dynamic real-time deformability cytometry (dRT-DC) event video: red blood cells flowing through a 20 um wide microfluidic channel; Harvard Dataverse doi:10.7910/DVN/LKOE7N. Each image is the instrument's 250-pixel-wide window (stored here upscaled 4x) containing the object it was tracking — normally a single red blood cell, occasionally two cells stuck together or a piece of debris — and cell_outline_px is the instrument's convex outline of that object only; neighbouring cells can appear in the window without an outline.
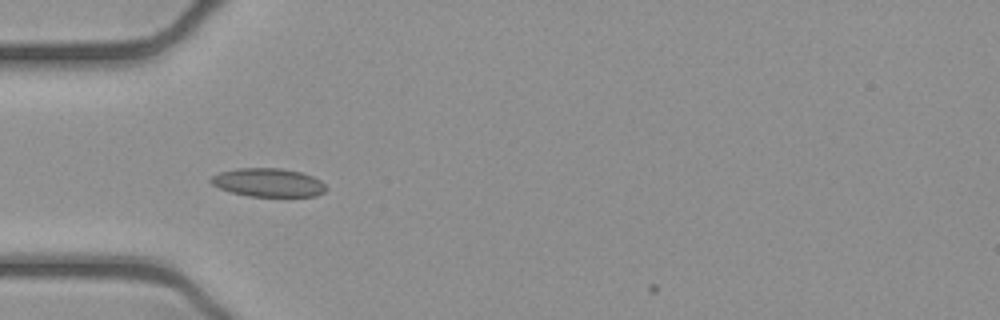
{"species": "common noctule bat (a hibernating species)", "species_latin": "Nyctalus noctula", "temperature_condition": "cold", "stored_images_in_passage": 5, "camera_frame_rate_fps": 3000, "um_per_image_px": 0.085, "animal": {"sex": "female", "body_mass_g": 21.9}, "frame": {"image": 1, "passage_image": 1, "time_ms": 0.0, "image_size_px": [1000, 320], "cell_outline_px": [[328, 188], [324, 192], [316, 196], [248, 196], [232, 192], [220, 188], [212, 184], [208, 180], [212, 176], [220, 172], [236, 168], [280, 168], [300, 172], [312, 176], [320, 180]], "centroid_in_image_um": [22.8, 15.51], "position_along_channel_um": 62.2, "area_um2": 19.07}}
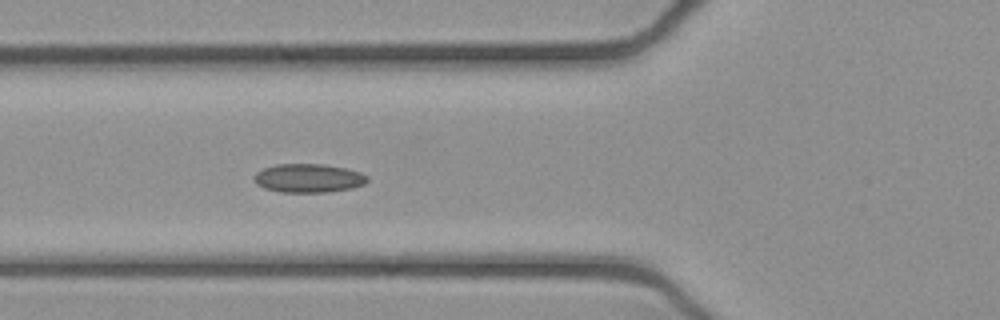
{"frame": {"image": 2, "passage_image": 4, "time_ms": 1.0, "image_size_px": [1000, 320], "cell_outline_px": [[368, 180], [364, 184], [352, 188], [328, 192], [280, 192], [264, 188], [256, 184], [252, 180], [252, 176], [256, 172], [264, 168], [276, 164], [324, 164], [344, 168], [360, 172], [368, 176]], "centroid_in_image_um": [26.18, 15.14], "position_along_channel_um": 99.6, "area_um2": 19.07}}